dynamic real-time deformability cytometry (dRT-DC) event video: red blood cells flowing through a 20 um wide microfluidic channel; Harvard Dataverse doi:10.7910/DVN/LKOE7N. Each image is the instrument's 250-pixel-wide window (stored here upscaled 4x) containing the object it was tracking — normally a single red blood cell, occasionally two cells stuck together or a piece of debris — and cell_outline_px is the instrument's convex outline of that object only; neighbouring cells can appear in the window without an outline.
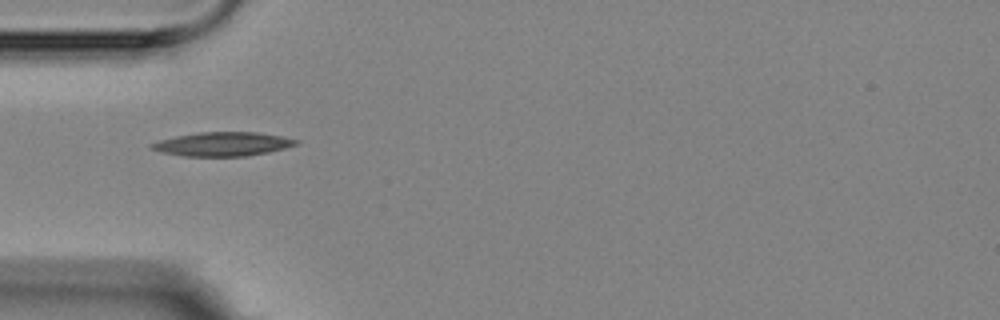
{"species": "Egyptian fruit bat (a non-hibernating species)", "species_latin": "Rousettus aegyptiacus", "temperature_condition": "room temperature", "stored_images_in_passage": 8, "camera_frame_rate_fps": 3000, "um_per_image_px": 0.085, "animal": {"sex": "female"}, "frame": {"image": 1, "passage_image": 5, "time_ms": 4.667, "image_size_px": [1000, 320], "cell_outline_px": [[300, 140], [296, 144], [284, 148], [268, 152], [248, 156], [184, 156], [160, 152], [148, 148], [148, 144], [160, 140], [176, 136], [200, 132], [256, 132], [280, 136]], "centroid_in_image_um": [18.87, 12.25], "position_along_channel_um": 66.1, "area_um2": 20.11}}
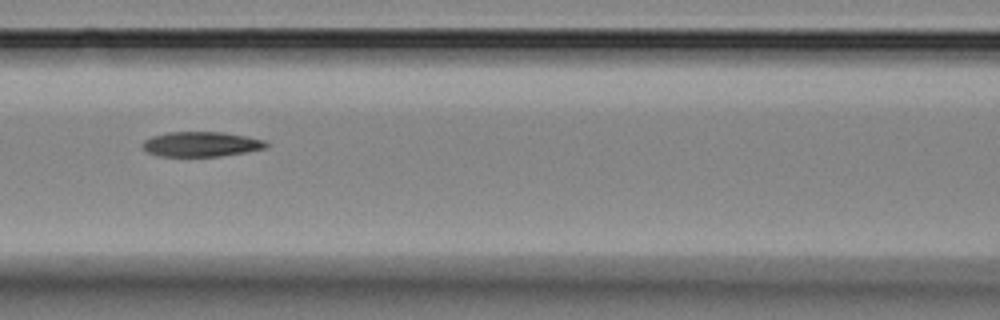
{"frame": {"image": 2, "passage_image": 7, "time_ms": 7.0, "image_size_px": [1000, 320], "cell_outline_px": [[268, 144], [264, 148], [244, 152], [220, 156], [156, 156], [148, 152], [140, 144], [144, 140], [152, 136], [168, 132], [224, 132], [264, 140]], "centroid_in_image_um": [17.04, 12.25], "position_along_channel_um": 149.6, "area_um2": 17.8}}
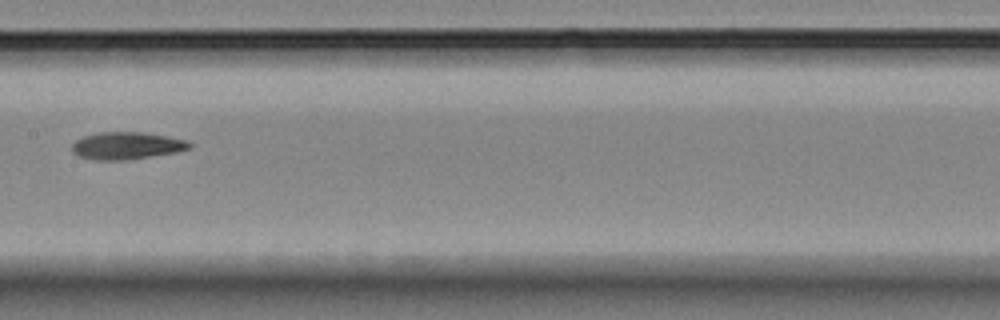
{"frame": {"image": 3, "passage_image": 8, "time_ms": 8.333, "image_size_px": [1000, 320], "cell_outline_px": [[192, 148], [176, 152], [124, 160], [96, 160], [80, 156], [72, 152], [72, 144], [76, 140], [84, 136], [100, 132], [144, 132], [168, 136], [188, 140], [192, 144]], "centroid_in_image_um": [10.8, 12.37], "position_along_channel_um": 196.6, "area_um2": 18.67}}